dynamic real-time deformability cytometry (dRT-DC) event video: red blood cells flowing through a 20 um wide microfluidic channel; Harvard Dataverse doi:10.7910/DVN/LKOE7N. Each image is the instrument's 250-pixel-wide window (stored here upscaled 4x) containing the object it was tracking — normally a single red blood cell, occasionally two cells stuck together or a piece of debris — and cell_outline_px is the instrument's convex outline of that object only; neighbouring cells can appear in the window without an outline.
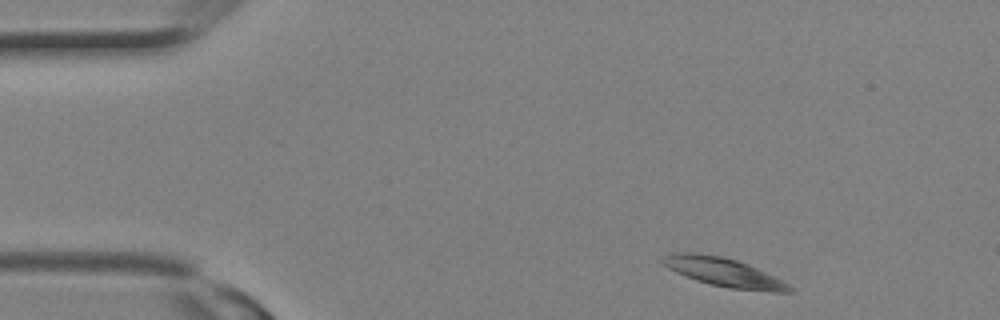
{"species": "Egyptian fruit bat (a non-hibernating species)", "species_latin": "Rousettus aegyptiacus", "temperature_condition": "room temperature", "stored_images_in_passage": 2, "camera_frame_rate_fps": 3000, "um_per_image_px": 0.085, "animal": {"sex": "female"}, "frame": {"image": 1, "passage_image": 1, "time_ms": 0.0, "image_size_px": [1000, 320], "cell_outline_px": [[792, 292], [772, 292], [728, 288], [696, 280], [676, 272], [668, 268], [660, 260], [664, 256], [680, 252], [692, 252], [720, 256], [736, 260], [748, 264], [788, 284], [792, 288]], "centroid_in_image_um": [61.5, 23.14], "position_along_channel_um": 23.5, "area_um2": 20.75}}
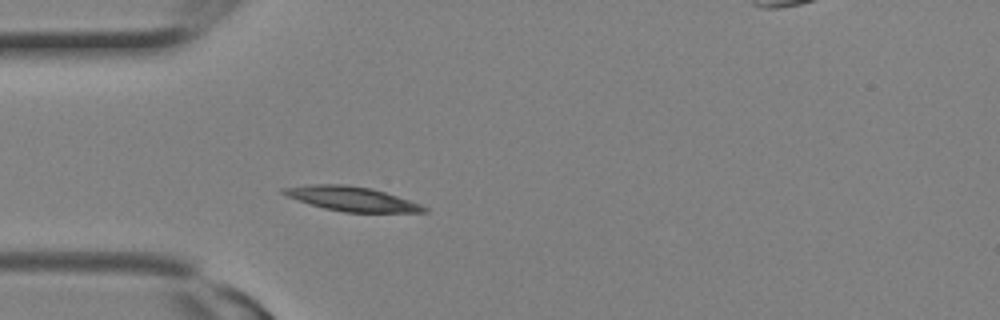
{"frame": {"image": 2, "passage_image": 2, "time_ms": 0.333, "image_size_px": [1000, 320], "cell_outline_px": [[428, 212], [344, 212], [324, 208], [288, 196], [280, 192], [280, 188], [308, 184], [344, 184], [372, 188], [420, 204], [428, 208]], "centroid_in_image_um": [29.88, 16.89], "position_along_channel_um": 55.1, "area_um2": 19.77}}